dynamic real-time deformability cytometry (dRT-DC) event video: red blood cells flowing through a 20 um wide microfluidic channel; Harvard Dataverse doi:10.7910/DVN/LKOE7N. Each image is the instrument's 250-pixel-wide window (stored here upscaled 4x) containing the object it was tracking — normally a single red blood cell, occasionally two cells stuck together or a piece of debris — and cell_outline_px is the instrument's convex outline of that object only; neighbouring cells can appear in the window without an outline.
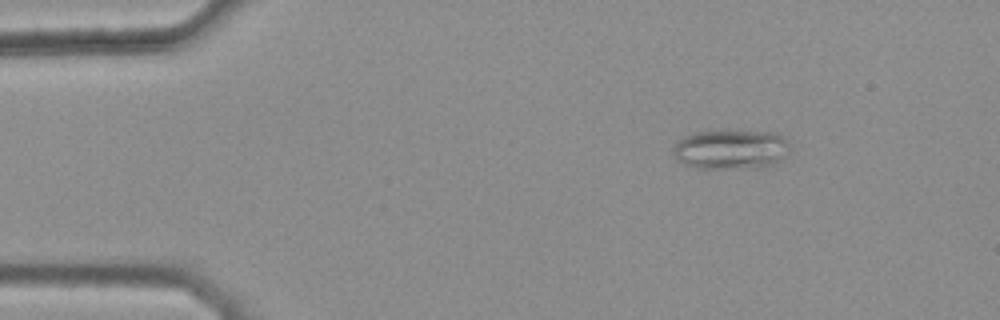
{"species": "common noctule bat (a hibernating species)", "species_latin": "Nyctalus noctula", "temperature_condition": "warm", "stored_images_in_passage": 40, "camera_frame_rate_fps": 3000, "um_per_image_px": 0.085, "animal": {"sex": "female", "body_mass_g": 25.1}, "frame": {"image": 1, "passage_image": 1, "time_ms": 0.0, "image_size_px": [1000, 320], "cell_outline_px": [[788, 144], [776, 164], [764, 168], [696, 168], [680, 164], [676, 160], [672, 148], [684, 136], [696, 132], [712, 128], [724, 128], [776, 132], [784, 136], [788, 140]], "centroid_in_image_um": [62.07, 12.65], "position_along_channel_um": 22.9, "area_um2": 27.98}}
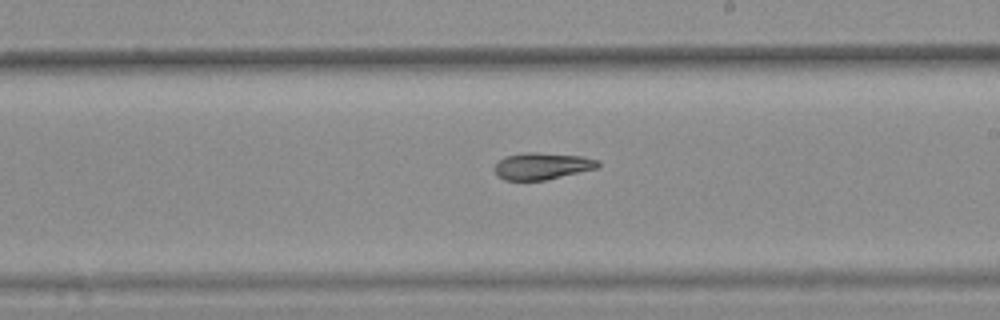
{"frame": {"image": 2, "passage_image": 24, "time_ms": 7.667, "image_size_px": [1000, 320], "cell_outline_px": [[600, 164], [596, 168], [544, 180], [504, 180], [496, 176], [492, 168], [504, 156], [528, 152], [536, 152], [584, 156], [600, 160]], "centroid_in_image_um": [46.04, 14.1], "position_along_channel_um": 243.0, "area_um2": 16.24}}
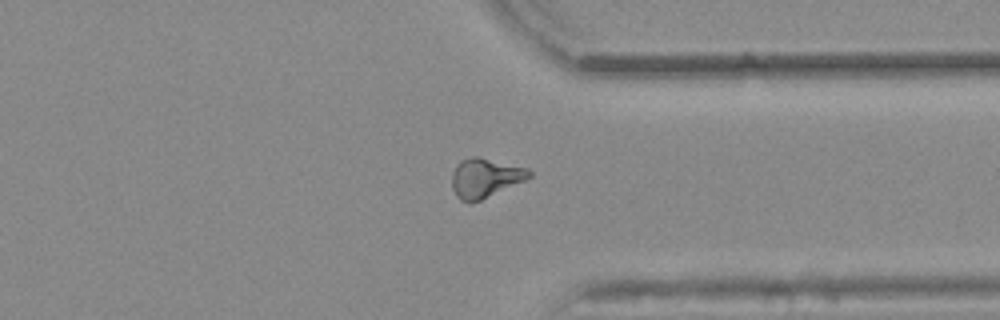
{"frame": {"image": 3, "passage_image": 34, "time_ms": 11.0, "image_size_px": [1000, 320], "cell_outline_px": [[532, 176], [524, 180], [480, 200], [468, 204], [460, 200], [456, 196], [452, 188], [452, 172], [456, 164], [460, 160], [472, 156], [476, 156], [528, 168], [532, 172]], "centroid_in_image_um": [41.19, 15.12], "position_along_channel_um": 370.2, "area_um2": 17.63}, "authors_computed_cell_mechanics": {"area_um2": 16.9065, "velocity_mm_per_s": 3.8489, "shape_relaxation_time_tau1_ms": null, "shape_relaxation_time_tau2_ms": 6.5108, "deformation_change_tau1": null, "deformation_change_tau2": 0.1425}}